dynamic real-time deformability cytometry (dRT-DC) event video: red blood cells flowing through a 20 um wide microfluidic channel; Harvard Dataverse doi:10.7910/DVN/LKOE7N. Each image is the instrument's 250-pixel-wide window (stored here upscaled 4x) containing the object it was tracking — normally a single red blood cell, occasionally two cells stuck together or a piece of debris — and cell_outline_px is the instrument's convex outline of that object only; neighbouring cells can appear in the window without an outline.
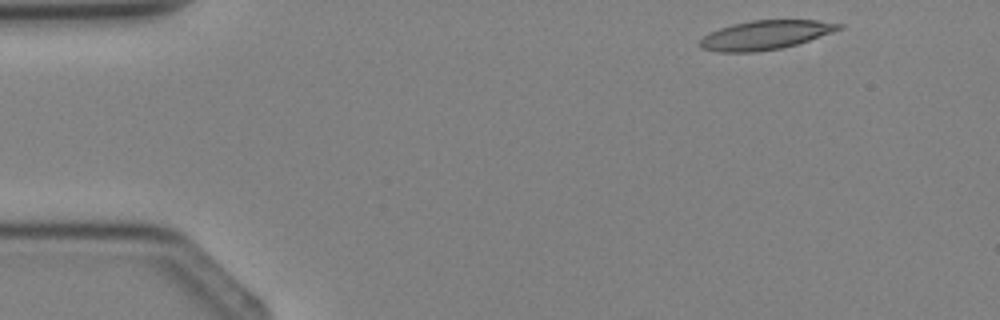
{"species": "Egyptian fruit bat (a non-hibernating species)", "species_latin": "Rousettus aegyptiacus", "temperature_condition": "cold", "stored_images_in_passage": 2, "camera_frame_rate_fps": 3000, "um_per_image_px": 0.085, "animal": {"sex": "female"}, "frame": {"image": 1, "passage_image": 1, "time_ms": 0.0, "image_size_px": [1000, 320], "cell_outline_px": [[844, 28], [784, 48], [756, 52], [716, 52], [700, 48], [696, 44], [704, 36], [720, 28], [732, 24], [752, 20], [816, 20], [844, 24]], "centroid_in_image_um": [65.03, 2.98], "position_along_channel_um": 20.0, "area_um2": 23.58}}